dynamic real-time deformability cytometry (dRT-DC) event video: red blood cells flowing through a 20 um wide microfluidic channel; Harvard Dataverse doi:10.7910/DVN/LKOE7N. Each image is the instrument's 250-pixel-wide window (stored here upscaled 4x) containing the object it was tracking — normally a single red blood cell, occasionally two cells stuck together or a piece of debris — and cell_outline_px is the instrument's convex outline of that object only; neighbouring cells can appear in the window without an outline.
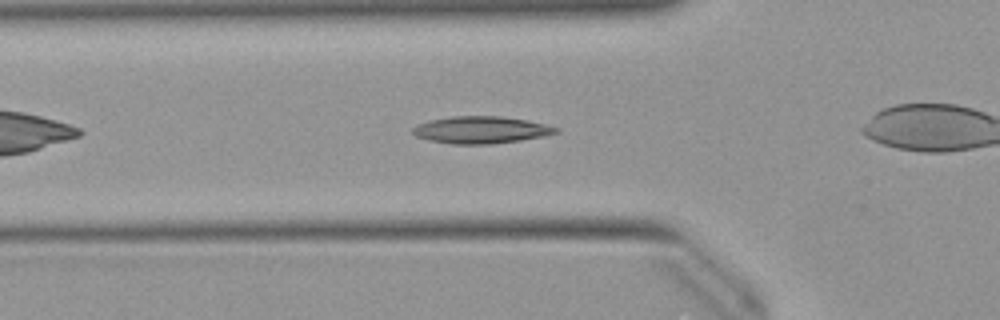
{"species": "Egyptian fruit bat (a non-hibernating species)", "species_latin": "Rousettus aegyptiacus", "temperature_condition": "warm", "stored_images_in_passage": 41, "camera_frame_rate_fps": 3000, "um_per_image_px": 0.085, "animal": {"sex": "female"}, "frame": {"image": 1, "passage_image": 6, "time_ms": 1.667, "image_size_px": [1000, 320], "cell_outline_px": [[560, 132], [520, 140], [492, 144], [452, 144], [428, 140], [416, 136], [412, 132], [412, 128], [416, 124], [432, 120], [452, 116], [500, 116], [524, 120], [544, 124], [560, 128]], "centroid_in_image_um": [40.85, 11.04], "position_along_channel_um": 85.0, "area_um2": 22.43}}
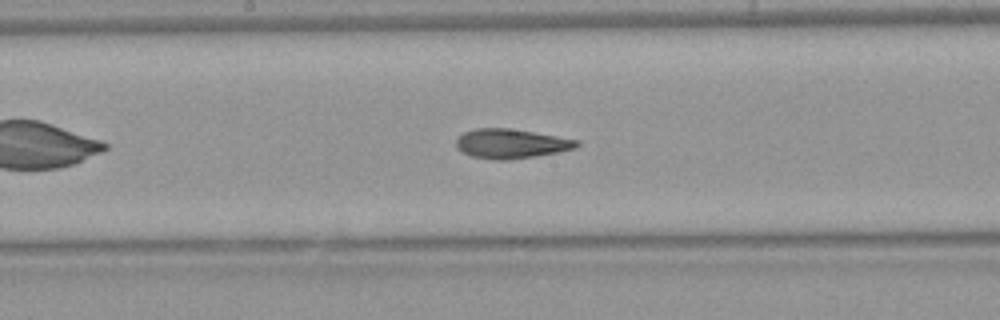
{"frame": {"image": 2, "passage_image": 15, "time_ms": 4.667, "image_size_px": [1000, 320], "cell_outline_px": [[580, 144], [576, 148], [536, 156], [504, 160], [496, 160], [472, 156], [456, 148], [456, 140], [464, 132], [476, 128], [508, 128], [580, 140]], "centroid_in_image_um": [43.44, 12.21], "position_along_channel_um": 204.8, "area_um2": 20.46}}
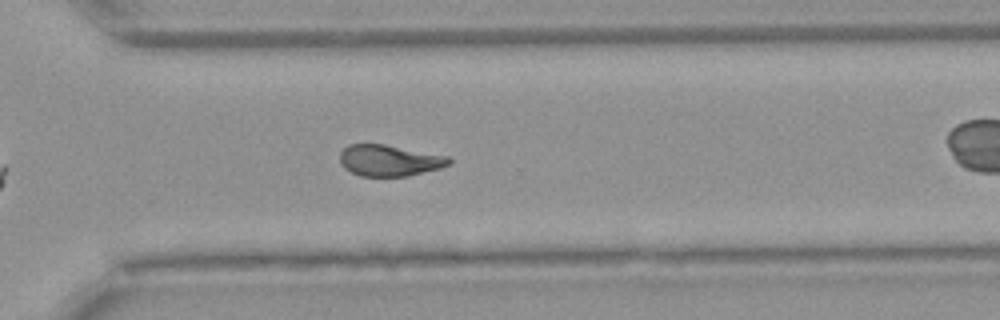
{"frame": {"image": 3, "passage_image": 25, "time_ms": 8.0, "image_size_px": [1000, 320], "cell_outline_px": [[452, 160], [448, 164], [440, 168], [408, 176], [360, 176], [344, 168], [340, 164], [340, 152], [348, 144], [384, 144], [448, 156]], "centroid_in_image_um": [33.07, 13.64], "position_along_channel_um": 337.5, "area_um2": 19.83}, "authors_computed_cell_mechanics": {"area_um2": 20.4034, "velocity_mm_per_s": 3.9979, "shape_relaxation_time_tau1_ms": null, "shape_relaxation_time_tau2_ms": 3.129, "deformation_change_tau1": null, "deformation_change_tau2": 0.1029}}